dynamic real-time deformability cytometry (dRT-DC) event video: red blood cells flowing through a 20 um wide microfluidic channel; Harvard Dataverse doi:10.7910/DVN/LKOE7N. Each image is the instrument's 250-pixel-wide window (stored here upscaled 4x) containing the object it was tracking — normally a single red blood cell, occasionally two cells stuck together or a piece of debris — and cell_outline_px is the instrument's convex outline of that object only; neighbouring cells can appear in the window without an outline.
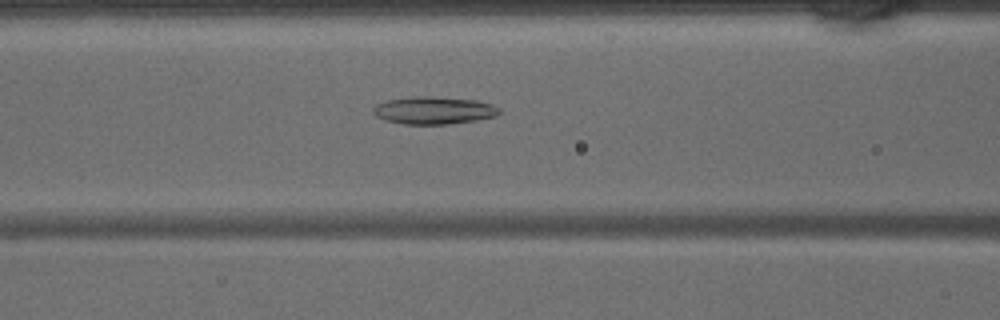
{"species": "common noctule bat (a hibernating species)", "species_latin": "Nyctalus noctula", "temperature_condition": "warm", "stored_images_in_passage": 37, "camera_frame_rate_fps": 3000, "um_per_image_px": 0.085, "animal": {"sex": "male", "body_mass_g": 15.6}, "frame": {"image": 1, "passage_image": 11, "time_ms": 3.333, "image_size_px": [1000, 320], "cell_outline_px": [[500, 112], [496, 116], [476, 120], [448, 124], [404, 124], [384, 120], [376, 116], [372, 112], [372, 108], [376, 104], [388, 100], [412, 96], [432, 96], [476, 100], [492, 104], [500, 108]], "centroid_in_image_um": [36.86, 9.38], "position_along_channel_um": 129.7, "area_um2": 20.35}}
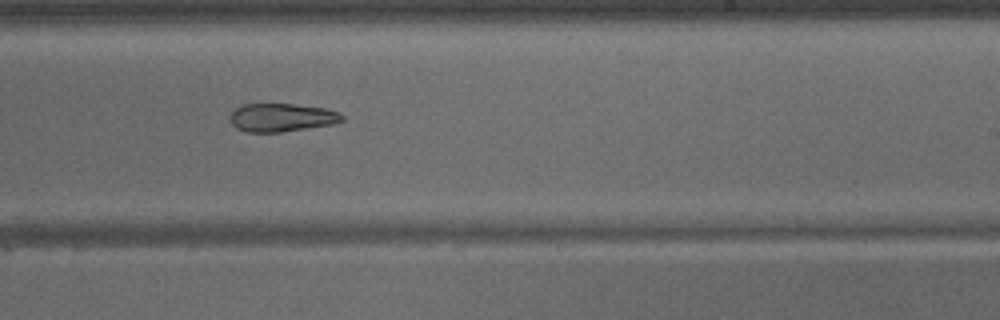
{"frame": {"image": 2, "passage_image": 20, "time_ms": 6.333, "image_size_px": [1000, 320], "cell_outline_px": [[344, 120], [332, 124], [280, 132], [248, 132], [236, 128], [232, 124], [228, 116], [236, 108], [244, 104], [292, 104], [324, 108], [336, 112], [344, 116]], "centroid_in_image_um": [23.9, 9.99], "position_along_channel_um": 265.1, "area_um2": 18.26}}
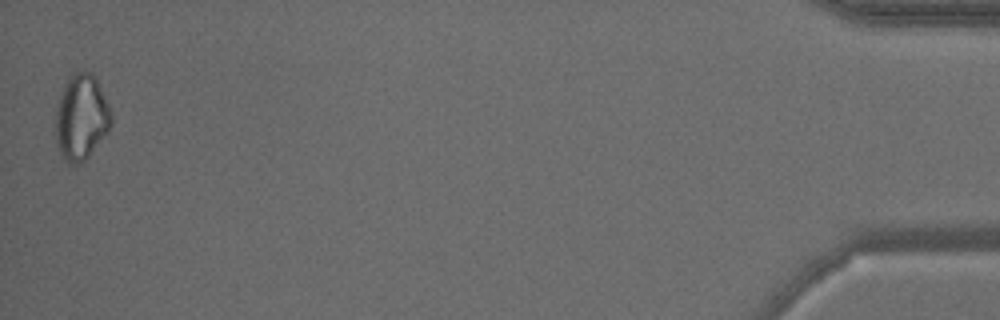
{"frame": {"image": 3, "passage_image": 37, "time_ms": 12.0, "image_size_px": [1000, 320], "cell_outline_px": [[112, 124], [108, 132], [88, 156], [80, 164], [68, 164], [64, 160], [56, 144], [56, 112], [60, 92], [64, 84], [72, 72], [92, 72], [96, 76], [112, 112]], "centroid_in_image_um": [6.92, 9.95], "position_along_channel_um": 428.3, "area_um2": 28.03}}